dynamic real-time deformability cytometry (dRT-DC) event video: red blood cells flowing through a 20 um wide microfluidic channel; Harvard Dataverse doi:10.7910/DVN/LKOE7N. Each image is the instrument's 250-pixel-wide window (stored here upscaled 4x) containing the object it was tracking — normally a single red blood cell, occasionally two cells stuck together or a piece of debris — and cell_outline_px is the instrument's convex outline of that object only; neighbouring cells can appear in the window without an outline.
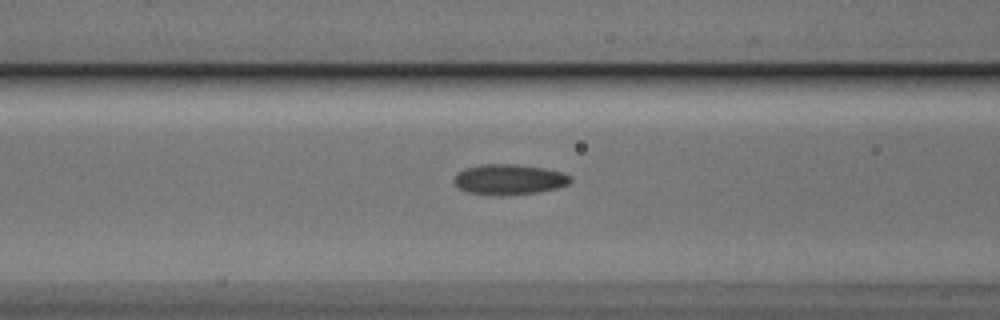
{"species": "Egyptian fruit bat (a non-hibernating species)", "species_latin": "Rousettus aegyptiacus", "temperature_condition": "cold", "stored_images_in_passage": 12, "camera_frame_rate_fps": 3000, "um_per_image_px": 0.085, "animal": {"sex": "male"}, "frame": {"image": 1, "passage_image": 10, "time_ms": 3.0, "image_size_px": [1000, 320], "cell_outline_px": [[572, 180], [568, 184], [556, 188], [540, 192], [508, 196], [488, 196], [468, 192], [460, 188], [452, 180], [456, 172], [464, 168], [480, 164], [516, 164], [544, 168], [560, 172], [572, 176]], "centroid_in_image_um": [43.24, 15.26], "position_along_channel_um": 123.4, "area_um2": 21.1}}